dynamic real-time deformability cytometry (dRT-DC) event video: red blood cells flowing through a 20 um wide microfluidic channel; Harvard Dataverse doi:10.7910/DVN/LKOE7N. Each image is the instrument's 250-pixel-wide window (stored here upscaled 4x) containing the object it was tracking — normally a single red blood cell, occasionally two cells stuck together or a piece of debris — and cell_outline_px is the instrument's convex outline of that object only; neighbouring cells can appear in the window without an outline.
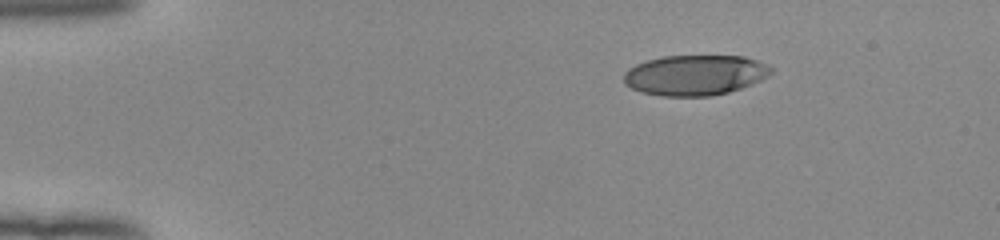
{"species": "human", "species_latin": "Homo sapiens", "temperature_condition": "room temperature", "stored_images_in_passage": 45, "camera_frame_rate_fps": 3000, "um_per_image_px": 0.085, "donor": {"sex": "female"}, "frame": {"image": 1, "passage_image": 1, "time_ms": 0.0, "image_size_px": [1000, 240], "cell_outline_px": [[772, 72], [768, 76], [752, 84], [728, 92], [708, 96], [660, 96], [640, 92], [624, 84], [624, 72], [628, 68], [636, 64], [648, 60], [664, 56], [744, 56], [768, 64], [772, 68]], "centroid_in_image_um": [59.06, 6.38], "position_along_channel_um": 25.9, "area_um2": 34.68}}
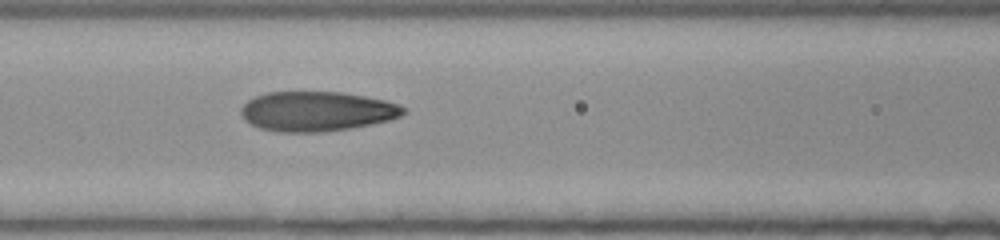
{"frame": {"image": 2, "passage_image": 16, "time_ms": 5.0, "image_size_px": [1000, 240], "cell_outline_px": [[408, 112], [400, 116], [388, 120], [372, 124], [352, 128], [324, 132], [276, 132], [260, 128], [244, 120], [240, 112], [240, 108], [248, 100], [256, 96], [268, 92], [340, 92], [364, 96], [384, 100], [408, 108]], "centroid_in_image_um": [26.93, 9.47], "position_along_channel_um": 139.7, "area_um2": 37.74}}
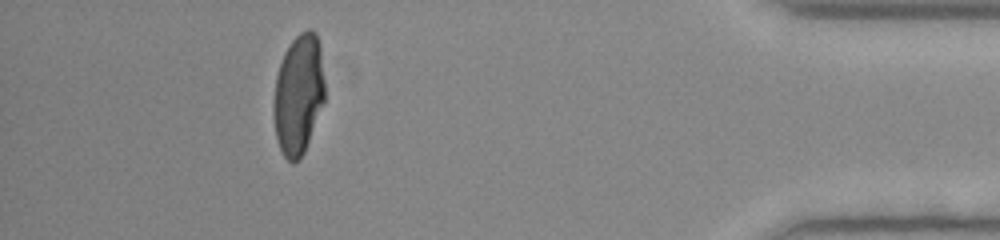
{"frame": {"image": 3, "passage_image": 40, "time_ms": 13.0, "image_size_px": [1000, 240], "cell_outline_px": [[324, 100], [304, 152], [292, 164], [280, 152], [276, 140], [272, 112], [272, 104], [276, 76], [284, 52], [292, 40], [300, 32], [308, 28], [316, 32], [320, 44], [324, 84]], "centroid_in_image_um": [25.34, 8.02], "position_along_channel_um": 409.9, "area_um2": 36.01}, "authors_computed_cell_mechanics": {"area_um2": 37.1654, "velocity_mm_per_s": 3.9861, "shape_relaxation_time_tau1_ms": 5.1022, "shape_relaxation_time_tau2_ms": 0.8523, "deformation_change_tau1": 0.2264, "deformation_change_tau2": 0.0736}}